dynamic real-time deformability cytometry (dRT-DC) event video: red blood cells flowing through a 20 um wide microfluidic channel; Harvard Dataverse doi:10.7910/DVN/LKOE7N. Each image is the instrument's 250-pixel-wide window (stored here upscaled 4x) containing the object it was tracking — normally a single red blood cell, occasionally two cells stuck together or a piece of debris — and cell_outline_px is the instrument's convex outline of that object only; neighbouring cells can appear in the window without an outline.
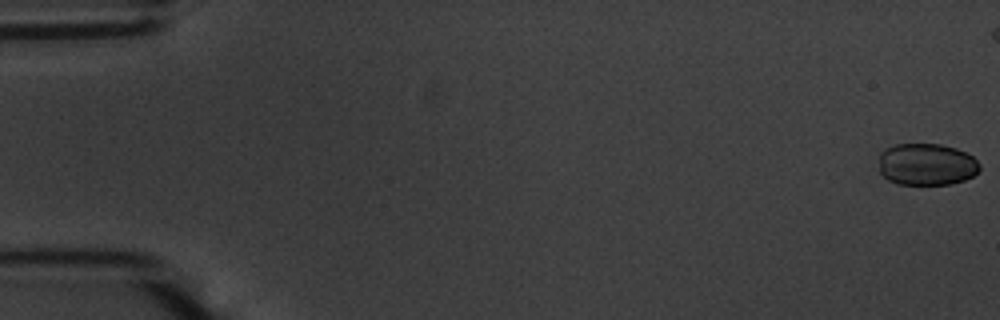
{"species": "common noctule bat (a hibernating species)", "species_latin": "Nyctalus noctula", "temperature_condition": "warm", "stored_images_in_passage": 49, "camera_frame_rate_fps": 3000, "um_per_image_px": 0.085, "animal": {"sex": "male", "body_mass_g": 20.1, "forearm_length_mm": 53.5}, "frame": {"image": 1, "passage_image": 1, "time_ms": 0.0, "image_size_px": [1000, 320], "cell_outline_px": [[980, 168], [972, 176], [964, 180], [952, 184], [896, 184], [888, 180], [880, 172], [880, 152], [884, 148], [896, 144], [940, 144], [956, 148], [972, 156], [980, 164]], "centroid_in_image_um": [78.74, 13.97], "position_along_channel_um": 6.3, "area_um2": 24.68}}
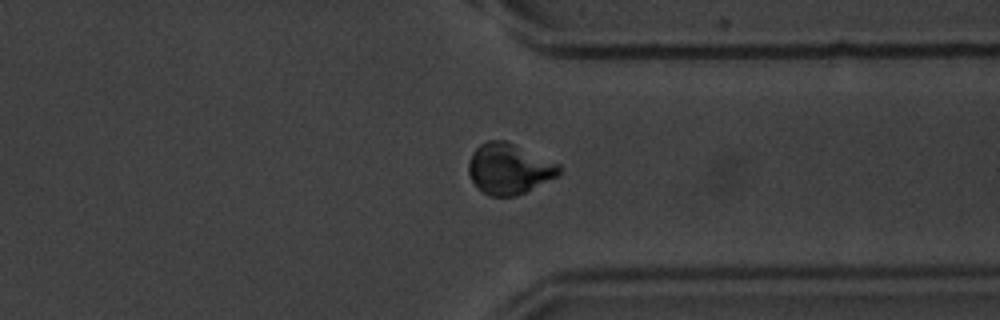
{"frame": {"image": 2, "passage_image": 43, "time_ms": 14.0, "image_size_px": [1000, 320], "cell_outline_px": [[560, 176], [516, 196], [488, 196], [472, 180], [468, 172], [468, 164], [472, 152], [480, 144], [488, 140], [504, 140], [560, 164]], "centroid_in_image_um": [43.28, 14.35], "position_along_channel_um": 368.1, "area_um2": 26.59}}
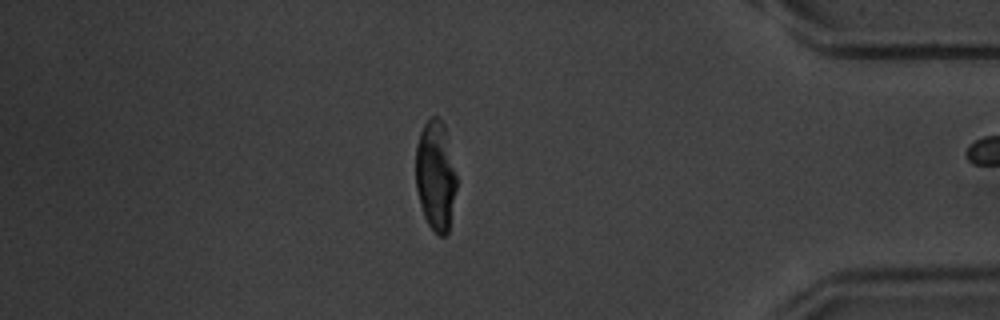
{"frame": {"image": 3, "passage_image": 48, "time_ms": 15.667, "image_size_px": [1000, 320], "cell_outline_px": [[456, 188], [448, 232], [444, 236], [440, 236], [428, 224], [424, 216], [420, 204], [416, 188], [416, 144], [420, 132], [424, 124], [432, 116], [440, 116], [444, 124], [456, 176]], "centroid_in_image_um": [37.01, 14.9], "position_along_channel_um": 398.2, "area_um2": 25.95}}